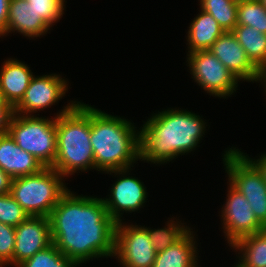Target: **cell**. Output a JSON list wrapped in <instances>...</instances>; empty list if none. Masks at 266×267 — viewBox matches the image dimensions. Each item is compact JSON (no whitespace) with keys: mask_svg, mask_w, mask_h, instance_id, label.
<instances>
[{"mask_svg":"<svg viewBox=\"0 0 266 267\" xmlns=\"http://www.w3.org/2000/svg\"><path fill=\"white\" fill-rule=\"evenodd\" d=\"M70 190L49 215L52 243L79 266L90 259L114 257L116 222L103 198Z\"/></svg>","mask_w":266,"mask_h":267,"instance_id":"obj_1","label":"cell"},{"mask_svg":"<svg viewBox=\"0 0 266 267\" xmlns=\"http://www.w3.org/2000/svg\"><path fill=\"white\" fill-rule=\"evenodd\" d=\"M151 115L140 127L141 161L167 164L199 147L207 126L202 115L181 108H168Z\"/></svg>","mask_w":266,"mask_h":267,"instance_id":"obj_2","label":"cell"},{"mask_svg":"<svg viewBox=\"0 0 266 267\" xmlns=\"http://www.w3.org/2000/svg\"><path fill=\"white\" fill-rule=\"evenodd\" d=\"M90 142L95 170L102 173L131 168L140 161V130L130 120L93 106Z\"/></svg>","mask_w":266,"mask_h":267,"instance_id":"obj_3","label":"cell"},{"mask_svg":"<svg viewBox=\"0 0 266 267\" xmlns=\"http://www.w3.org/2000/svg\"><path fill=\"white\" fill-rule=\"evenodd\" d=\"M90 129L89 104L72 100L56 114L57 151L52 168L64 178L95 169Z\"/></svg>","mask_w":266,"mask_h":267,"instance_id":"obj_4","label":"cell"},{"mask_svg":"<svg viewBox=\"0 0 266 267\" xmlns=\"http://www.w3.org/2000/svg\"><path fill=\"white\" fill-rule=\"evenodd\" d=\"M63 179L55 169L45 167L36 174L13 178L10 194L29 216L49 217L69 190Z\"/></svg>","mask_w":266,"mask_h":267,"instance_id":"obj_5","label":"cell"},{"mask_svg":"<svg viewBox=\"0 0 266 267\" xmlns=\"http://www.w3.org/2000/svg\"><path fill=\"white\" fill-rule=\"evenodd\" d=\"M8 133L16 144L32 154L44 167H52L56 158V116L52 118L15 113Z\"/></svg>","mask_w":266,"mask_h":267,"instance_id":"obj_6","label":"cell"},{"mask_svg":"<svg viewBox=\"0 0 266 267\" xmlns=\"http://www.w3.org/2000/svg\"><path fill=\"white\" fill-rule=\"evenodd\" d=\"M228 182L249 202L257 220L266 228V182L258 168L236 147L224 151Z\"/></svg>","mask_w":266,"mask_h":267,"instance_id":"obj_7","label":"cell"},{"mask_svg":"<svg viewBox=\"0 0 266 267\" xmlns=\"http://www.w3.org/2000/svg\"><path fill=\"white\" fill-rule=\"evenodd\" d=\"M187 56L192 79L210 96L226 98L238 90L240 81L211 51H195Z\"/></svg>","mask_w":266,"mask_h":267,"instance_id":"obj_8","label":"cell"},{"mask_svg":"<svg viewBox=\"0 0 266 267\" xmlns=\"http://www.w3.org/2000/svg\"><path fill=\"white\" fill-rule=\"evenodd\" d=\"M156 253L147 226L116 223L114 257L122 267H152Z\"/></svg>","mask_w":266,"mask_h":267,"instance_id":"obj_9","label":"cell"},{"mask_svg":"<svg viewBox=\"0 0 266 267\" xmlns=\"http://www.w3.org/2000/svg\"><path fill=\"white\" fill-rule=\"evenodd\" d=\"M132 168L113 170L105 172L106 174L117 175L115 183L111 186L110 195L103 198L107 213L117 223L122 221L123 213L137 212L140 208L145 207L147 190L141 180L135 177H130Z\"/></svg>","mask_w":266,"mask_h":267,"instance_id":"obj_10","label":"cell"},{"mask_svg":"<svg viewBox=\"0 0 266 267\" xmlns=\"http://www.w3.org/2000/svg\"><path fill=\"white\" fill-rule=\"evenodd\" d=\"M228 185V198L221 208V222L224 237L231 246L239 238L266 228L257 220L246 198L230 183Z\"/></svg>","mask_w":266,"mask_h":267,"instance_id":"obj_11","label":"cell"},{"mask_svg":"<svg viewBox=\"0 0 266 267\" xmlns=\"http://www.w3.org/2000/svg\"><path fill=\"white\" fill-rule=\"evenodd\" d=\"M60 74L33 76L22 100L14 107L20 115H34L50 108L65 97L68 91L67 80Z\"/></svg>","mask_w":266,"mask_h":267,"instance_id":"obj_12","label":"cell"},{"mask_svg":"<svg viewBox=\"0 0 266 267\" xmlns=\"http://www.w3.org/2000/svg\"><path fill=\"white\" fill-rule=\"evenodd\" d=\"M15 238L13 266L18 267L52 244L49 217L29 216L15 227Z\"/></svg>","mask_w":266,"mask_h":267,"instance_id":"obj_13","label":"cell"},{"mask_svg":"<svg viewBox=\"0 0 266 267\" xmlns=\"http://www.w3.org/2000/svg\"><path fill=\"white\" fill-rule=\"evenodd\" d=\"M242 82L261 81L262 72L247 57L232 31L224 32L209 49Z\"/></svg>","mask_w":266,"mask_h":267,"instance_id":"obj_14","label":"cell"},{"mask_svg":"<svg viewBox=\"0 0 266 267\" xmlns=\"http://www.w3.org/2000/svg\"><path fill=\"white\" fill-rule=\"evenodd\" d=\"M0 168L13 179L36 174L45 167L32 154L22 150L7 133L0 135Z\"/></svg>","mask_w":266,"mask_h":267,"instance_id":"obj_15","label":"cell"},{"mask_svg":"<svg viewBox=\"0 0 266 267\" xmlns=\"http://www.w3.org/2000/svg\"><path fill=\"white\" fill-rule=\"evenodd\" d=\"M50 28L26 0H10L5 36L17 32L30 39L38 38L47 34Z\"/></svg>","mask_w":266,"mask_h":267,"instance_id":"obj_16","label":"cell"},{"mask_svg":"<svg viewBox=\"0 0 266 267\" xmlns=\"http://www.w3.org/2000/svg\"><path fill=\"white\" fill-rule=\"evenodd\" d=\"M1 66L0 89L6 102L15 107L22 100L33 72L27 64L13 58H8Z\"/></svg>","mask_w":266,"mask_h":267,"instance_id":"obj_17","label":"cell"},{"mask_svg":"<svg viewBox=\"0 0 266 267\" xmlns=\"http://www.w3.org/2000/svg\"><path fill=\"white\" fill-rule=\"evenodd\" d=\"M190 229L180 240L163 251L157 252L152 267H200L198 245Z\"/></svg>","mask_w":266,"mask_h":267,"instance_id":"obj_18","label":"cell"},{"mask_svg":"<svg viewBox=\"0 0 266 267\" xmlns=\"http://www.w3.org/2000/svg\"><path fill=\"white\" fill-rule=\"evenodd\" d=\"M187 32L188 53L209 50L214 42L225 32L218 22L207 12L201 10L191 21Z\"/></svg>","mask_w":266,"mask_h":267,"instance_id":"obj_19","label":"cell"},{"mask_svg":"<svg viewBox=\"0 0 266 267\" xmlns=\"http://www.w3.org/2000/svg\"><path fill=\"white\" fill-rule=\"evenodd\" d=\"M230 248L238 251V267H266V229L239 238Z\"/></svg>","mask_w":266,"mask_h":267,"instance_id":"obj_20","label":"cell"},{"mask_svg":"<svg viewBox=\"0 0 266 267\" xmlns=\"http://www.w3.org/2000/svg\"><path fill=\"white\" fill-rule=\"evenodd\" d=\"M232 33L251 62L261 72L266 70V34L245 25H236Z\"/></svg>","mask_w":266,"mask_h":267,"instance_id":"obj_21","label":"cell"},{"mask_svg":"<svg viewBox=\"0 0 266 267\" xmlns=\"http://www.w3.org/2000/svg\"><path fill=\"white\" fill-rule=\"evenodd\" d=\"M200 10L209 13L227 32L237 25V6L234 0H199Z\"/></svg>","mask_w":266,"mask_h":267,"instance_id":"obj_22","label":"cell"},{"mask_svg":"<svg viewBox=\"0 0 266 267\" xmlns=\"http://www.w3.org/2000/svg\"><path fill=\"white\" fill-rule=\"evenodd\" d=\"M165 227L159 229H148V235L156 252H160L175 244L180 240L191 228L181 221H167ZM185 224V225H184Z\"/></svg>","mask_w":266,"mask_h":267,"instance_id":"obj_23","label":"cell"},{"mask_svg":"<svg viewBox=\"0 0 266 267\" xmlns=\"http://www.w3.org/2000/svg\"><path fill=\"white\" fill-rule=\"evenodd\" d=\"M237 13V25L250 26L266 34V9L260 0L238 2Z\"/></svg>","mask_w":266,"mask_h":267,"instance_id":"obj_24","label":"cell"},{"mask_svg":"<svg viewBox=\"0 0 266 267\" xmlns=\"http://www.w3.org/2000/svg\"><path fill=\"white\" fill-rule=\"evenodd\" d=\"M79 267V265L62 254L52 243L47 248L37 252L18 267Z\"/></svg>","mask_w":266,"mask_h":267,"instance_id":"obj_25","label":"cell"},{"mask_svg":"<svg viewBox=\"0 0 266 267\" xmlns=\"http://www.w3.org/2000/svg\"><path fill=\"white\" fill-rule=\"evenodd\" d=\"M29 215L10 193L0 195V222L17 227Z\"/></svg>","mask_w":266,"mask_h":267,"instance_id":"obj_26","label":"cell"},{"mask_svg":"<svg viewBox=\"0 0 266 267\" xmlns=\"http://www.w3.org/2000/svg\"><path fill=\"white\" fill-rule=\"evenodd\" d=\"M50 27H53L64 14L65 0H26Z\"/></svg>","mask_w":266,"mask_h":267,"instance_id":"obj_27","label":"cell"},{"mask_svg":"<svg viewBox=\"0 0 266 267\" xmlns=\"http://www.w3.org/2000/svg\"><path fill=\"white\" fill-rule=\"evenodd\" d=\"M15 227L0 222V267L13 266Z\"/></svg>","mask_w":266,"mask_h":267,"instance_id":"obj_28","label":"cell"},{"mask_svg":"<svg viewBox=\"0 0 266 267\" xmlns=\"http://www.w3.org/2000/svg\"><path fill=\"white\" fill-rule=\"evenodd\" d=\"M15 109L9 103L0 108V135L7 134Z\"/></svg>","mask_w":266,"mask_h":267,"instance_id":"obj_29","label":"cell"},{"mask_svg":"<svg viewBox=\"0 0 266 267\" xmlns=\"http://www.w3.org/2000/svg\"><path fill=\"white\" fill-rule=\"evenodd\" d=\"M10 0H0V37L5 36Z\"/></svg>","mask_w":266,"mask_h":267,"instance_id":"obj_30","label":"cell"},{"mask_svg":"<svg viewBox=\"0 0 266 267\" xmlns=\"http://www.w3.org/2000/svg\"><path fill=\"white\" fill-rule=\"evenodd\" d=\"M12 178L0 168V195L10 193Z\"/></svg>","mask_w":266,"mask_h":267,"instance_id":"obj_31","label":"cell"},{"mask_svg":"<svg viewBox=\"0 0 266 267\" xmlns=\"http://www.w3.org/2000/svg\"><path fill=\"white\" fill-rule=\"evenodd\" d=\"M242 153L258 168L266 182V153L261 154L258 159H252L251 157L246 155L247 153Z\"/></svg>","mask_w":266,"mask_h":267,"instance_id":"obj_32","label":"cell"},{"mask_svg":"<svg viewBox=\"0 0 266 267\" xmlns=\"http://www.w3.org/2000/svg\"><path fill=\"white\" fill-rule=\"evenodd\" d=\"M260 83L264 86V88L266 89V70L262 71V75H261V81ZM264 83V84H263ZM264 89L265 91V94H266V90Z\"/></svg>","mask_w":266,"mask_h":267,"instance_id":"obj_33","label":"cell"},{"mask_svg":"<svg viewBox=\"0 0 266 267\" xmlns=\"http://www.w3.org/2000/svg\"><path fill=\"white\" fill-rule=\"evenodd\" d=\"M6 100L4 99L3 93L0 89V108H2L6 104Z\"/></svg>","mask_w":266,"mask_h":267,"instance_id":"obj_34","label":"cell"},{"mask_svg":"<svg viewBox=\"0 0 266 267\" xmlns=\"http://www.w3.org/2000/svg\"><path fill=\"white\" fill-rule=\"evenodd\" d=\"M260 2L262 3V5L264 6V8L266 9V0H260Z\"/></svg>","mask_w":266,"mask_h":267,"instance_id":"obj_35","label":"cell"},{"mask_svg":"<svg viewBox=\"0 0 266 267\" xmlns=\"http://www.w3.org/2000/svg\"><path fill=\"white\" fill-rule=\"evenodd\" d=\"M236 2H240V1H249V0H234Z\"/></svg>","mask_w":266,"mask_h":267,"instance_id":"obj_36","label":"cell"}]
</instances>
